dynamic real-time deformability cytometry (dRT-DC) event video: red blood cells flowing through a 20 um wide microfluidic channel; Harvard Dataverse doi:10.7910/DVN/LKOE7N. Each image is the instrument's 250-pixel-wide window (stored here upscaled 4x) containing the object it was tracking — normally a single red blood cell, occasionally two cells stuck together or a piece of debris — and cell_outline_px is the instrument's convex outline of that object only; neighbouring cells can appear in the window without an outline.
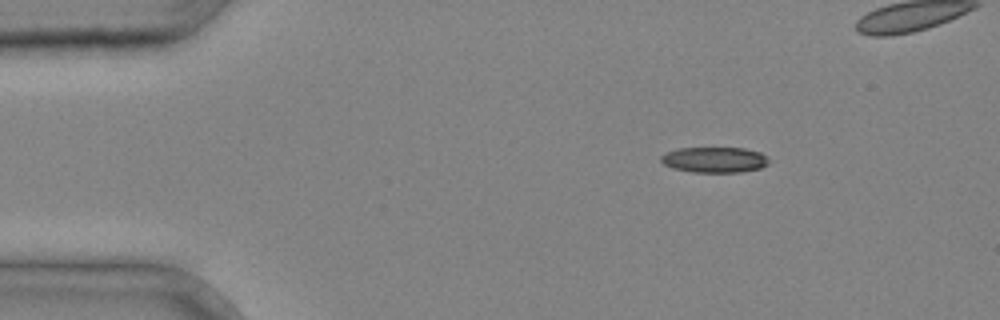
{"species": "common noctule bat (a hibernating species)", "species_latin": "Nyctalus noctula", "temperature_condition": "cold", "stored_images_in_passage": 4, "camera_frame_rate_fps": 3000, "um_per_image_px": 0.085, "animal": {"sex": "male", "body_mass_g": 20.4}, "frame": {"image": 1, "passage_image": 1, "time_ms": 0.0, "image_size_px": [1000, 320], "cell_outline_px": [[768, 164], [760, 168], [740, 172], [692, 172], [672, 168], [664, 164], [660, 160], [660, 156], [676, 148], [744, 148], [760, 152], [768, 160]], "centroid_in_image_um": [60.7, 13.58], "position_along_channel_um": 24.3, "area_um2": 16.01}}